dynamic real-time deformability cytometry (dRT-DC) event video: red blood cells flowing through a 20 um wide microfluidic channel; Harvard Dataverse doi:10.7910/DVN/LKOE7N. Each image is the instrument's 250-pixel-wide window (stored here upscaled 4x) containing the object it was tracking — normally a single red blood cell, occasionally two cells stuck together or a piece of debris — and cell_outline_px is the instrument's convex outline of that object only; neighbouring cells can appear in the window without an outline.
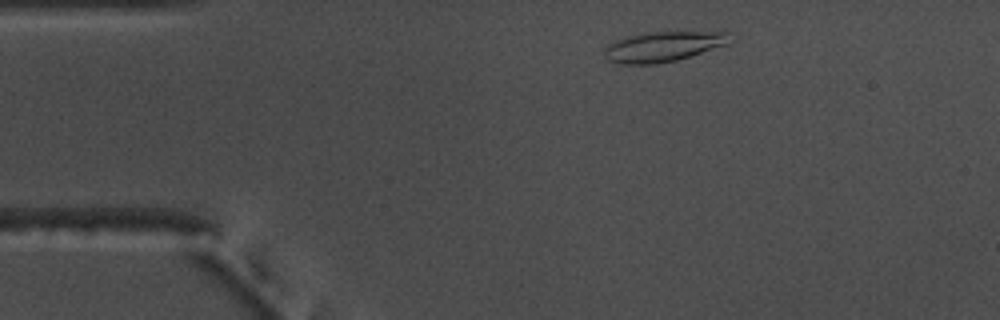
{"species": "common noctule bat (a hibernating species)", "species_latin": "Nyctalus noctula", "temperature_condition": "warm", "stored_images_in_passage": 49, "camera_frame_rate_fps": 3000, "um_per_image_px": 0.085, "animal": {"sex": "male", "body_mass_g": 17.5, "forearm_length_mm": 52.3}, "frame": {"image": 1, "passage_image": 4, "time_ms": 1.0, "image_size_px": [1000, 320], "cell_outline_px": [[728, 44], [676, 60], [656, 64], [620, 64], [608, 60], [604, 56], [604, 48], [608, 44], [624, 36], [644, 32], [728, 32]], "centroid_in_image_um": [56.27, 3.96], "position_along_channel_um": 28.7, "area_um2": 21.91}}
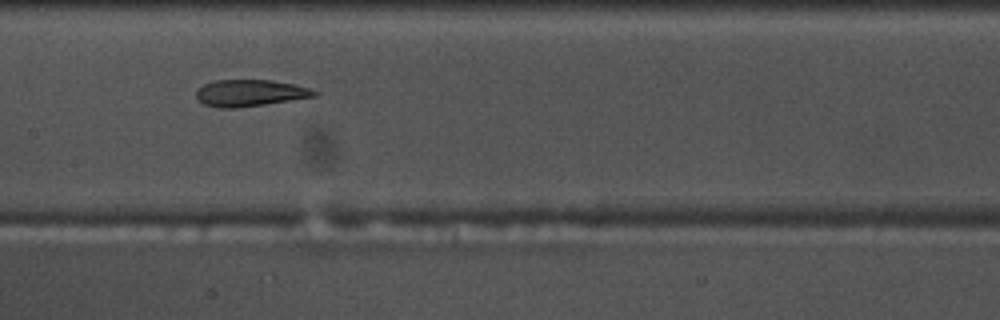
{"frame": {"image": 2, "passage_image": 21, "time_ms": 6.667, "image_size_px": [1000, 320], "cell_outline_px": [[316, 96], [264, 104], [236, 108], [220, 108], [204, 104], [196, 100], [196, 92], [204, 84], [212, 80], [272, 80], [292, 84], [308, 88], [316, 92]], "centroid_in_image_um": [21.18, 7.9], "position_along_channel_um": 186.2, "area_um2": 18.15}}
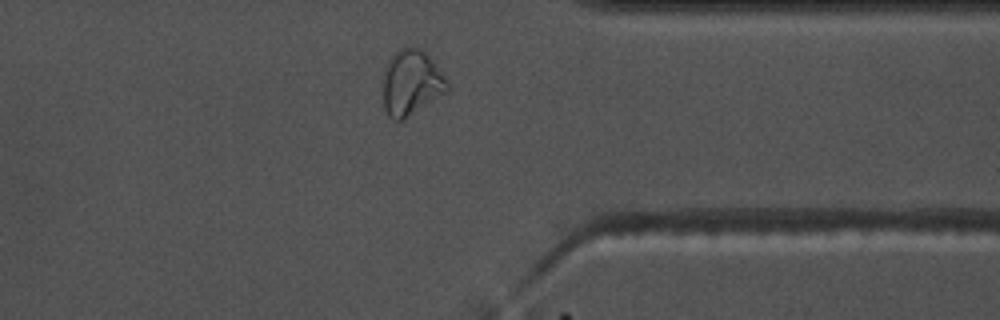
{"frame": {"image": 3, "passage_image": 37, "time_ms": 12.0, "image_size_px": [1000, 320], "cell_outline_px": [[448, 92], [404, 120], [392, 120], [388, 116], [384, 108], [384, 72], [392, 56], [400, 48], [424, 48], [448, 80]], "centroid_in_image_um": [35.0, 7.05], "position_along_channel_um": 376.4, "area_um2": 24.62}, "authors_computed_cell_mechanics": {"area_um2": 20.0566, "velocity_mm_per_s": 3.7005, "shape_relaxation_time_tau1_ms": null, "shape_relaxation_time_tau2_ms": 2.8652, "deformation_change_tau1": null, "deformation_change_tau2": 0.105}}